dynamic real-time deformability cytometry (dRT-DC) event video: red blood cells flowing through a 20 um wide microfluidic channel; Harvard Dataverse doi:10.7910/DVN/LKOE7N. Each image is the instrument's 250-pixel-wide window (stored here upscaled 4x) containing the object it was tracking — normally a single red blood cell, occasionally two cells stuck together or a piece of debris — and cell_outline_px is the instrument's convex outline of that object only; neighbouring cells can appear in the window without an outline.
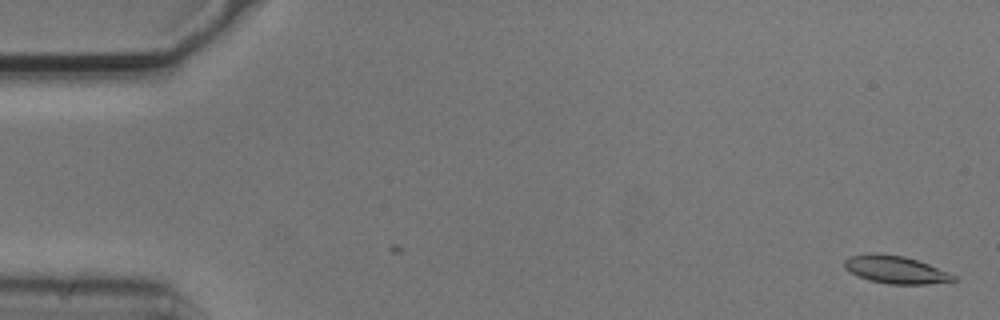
{"species": "common noctule bat (a hibernating species)", "species_latin": "Nyctalus noctula", "temperature_condition": "cold", "stored_images_in_passage": 2, "camera_frame_rate_fps": 3000, "um_per_image_px": 0.085, "animal": {"sex": "male", "body_mass_g": 20.5, "forearm_length_mm": 52.5}, "frame": {"image": 1, "passage_image": 2, "time_ms": 0.333, "image_size_px": [1000, 320], "cell_outline_px": [[956, 280], [928, 284], [888, 284], [868, 280], [856, 276], [844, 268], [844, 260], [848, 256], [904, 256], [928, 264], [948, 272], [956, 276]], "centroid_in_image_um": [76.14, 22.97], "position_along_channel_um": 8.9, "area_um2": 16.88}}